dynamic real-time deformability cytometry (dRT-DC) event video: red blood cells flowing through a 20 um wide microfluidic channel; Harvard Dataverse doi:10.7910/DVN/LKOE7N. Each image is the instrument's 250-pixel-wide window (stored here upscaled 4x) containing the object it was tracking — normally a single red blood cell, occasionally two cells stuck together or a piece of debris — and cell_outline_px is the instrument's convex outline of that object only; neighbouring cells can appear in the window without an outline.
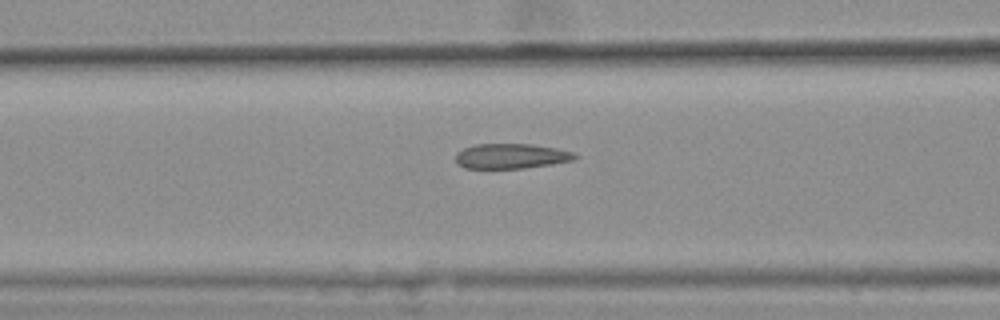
{"species": "common noctule bat (a hibernating species)", "species_latin": "Nyctalus noctula", "temperature_condition": "warm", "stored_images_in_passage": 23, "camera_frame_rate_fps": 3000, "um_per_image_px": 0.085, "animal": {"sex": "female", "body_mass_g": 25.1}, "frame": {"image": 1, "passage_image": 14, "time_ms": 4.333, "image_size_px": [1000, 320], "cell_outline_px": [[580, 156], [572, 160], [552, 164], [524, 168], [464, 168], [456, 164], [456, 152], [464, 148], [476, 144], [532, 144], [556, 148], [572, 152]], "centroid_in_image_um": [43.43, 13.27], "position_along_channel_um": 123.2, "area_um2": 17.4}}